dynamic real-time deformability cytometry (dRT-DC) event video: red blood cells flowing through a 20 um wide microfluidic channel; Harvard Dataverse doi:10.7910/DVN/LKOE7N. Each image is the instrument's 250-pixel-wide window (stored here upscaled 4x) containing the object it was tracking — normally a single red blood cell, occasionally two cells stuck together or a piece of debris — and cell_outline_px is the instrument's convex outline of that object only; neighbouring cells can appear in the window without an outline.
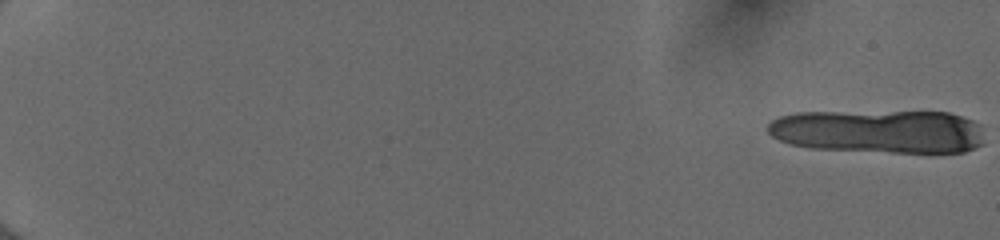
{"species": "human", "species_latin": "Homo sapiens", "temperature_condition": "cold", "stored_images_in_passage": 18, "camera_frame_rate_fps": 3000, "um_per_image_px": 0.085, "donor": {"sex": "female"}, "frame": {"image": 1, "passage_image": 1, "time_ms": 0.0, "image_size_px": [1000, 240], "cell_outline_px": [[984, 144], [964, 152], [892, 152], [812, 148], [792, 144], [780, 140], [772, 136], [768, 132], [768, 124], [772, 120], [780, 116], [796, 112], [948, 112], [972, 120], [980, 124]], "centroid_in_image_um": [74.71, 11.17], "position_along_channel_um": 10.3, "area_um2": 54.85}}